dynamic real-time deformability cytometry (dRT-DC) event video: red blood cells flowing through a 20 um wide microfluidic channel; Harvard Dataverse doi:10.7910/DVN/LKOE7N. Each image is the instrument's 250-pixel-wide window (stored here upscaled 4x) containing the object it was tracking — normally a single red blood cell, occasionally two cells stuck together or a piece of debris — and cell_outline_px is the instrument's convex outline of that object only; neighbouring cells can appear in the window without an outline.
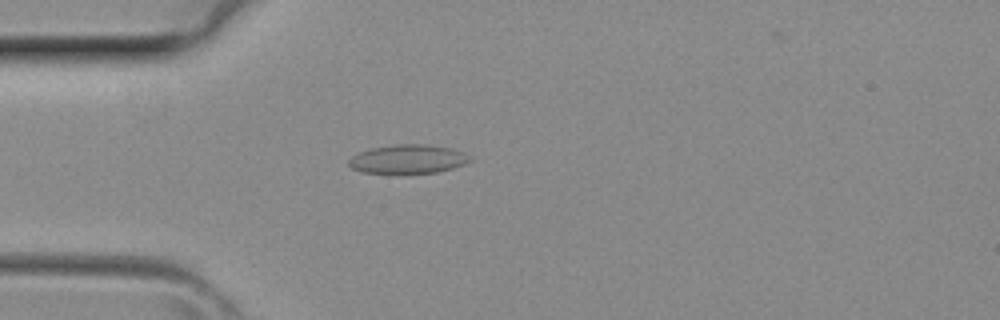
{"species": "common noctule bat (a hibernating species)", "species_latin": "Nyctalus noctula", "temperature_condition": "room temperature", "stored_images_in_passage": 33, "camera_frame_rate_fps": 3000, "um_per_image_px": 0.085, "animal": {"sex": "female", "body_mass_g": 29.2, "forearm_length_mm": 56.3}, "frame": {"image": 1, "passage_image": 4, "time_ms": 1.0, "image_size_px": [1000, 320], "cell_outline_px": [[472, 160], [464, 164], [452, 168], [436, 172], [360, 172], [352, 168], [348, 164], [348, 160], [352, 156], [360, 152], [372, 148], [392, 144], [424, 144], [452, 148], [464, 152], [472, 156]], "centroid_in_image_um": [34.7, 13.5], "position_along_channel_um": 50.3, "area_um2": 20.17}}
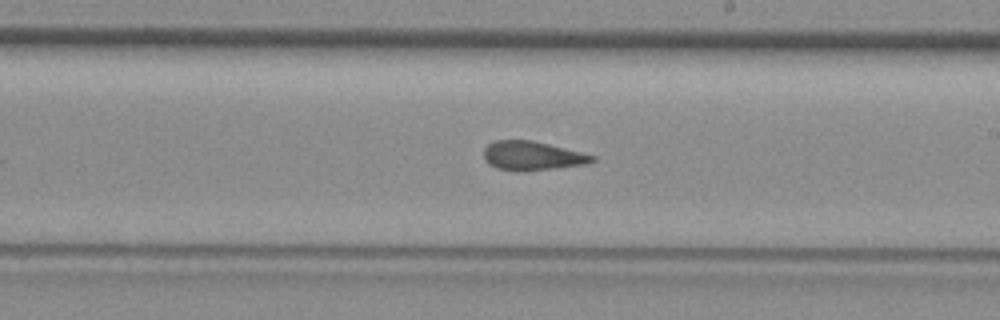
{"frame": {"image": 2, "passage_image": 16, "time_ms": 5.0, "image_size_px": [1000, 320], "cell_outline_px": [[596, 160], [588, 164], [548, 168], [496, 168], [484, 160], [484, 148], [488, 144], [496, 140], [532, 140], [596, 156]], "centroid_in_image_um": [45.25, 13.19], "position_along_channel_um": 243.8, "area_um2": 17.4}}
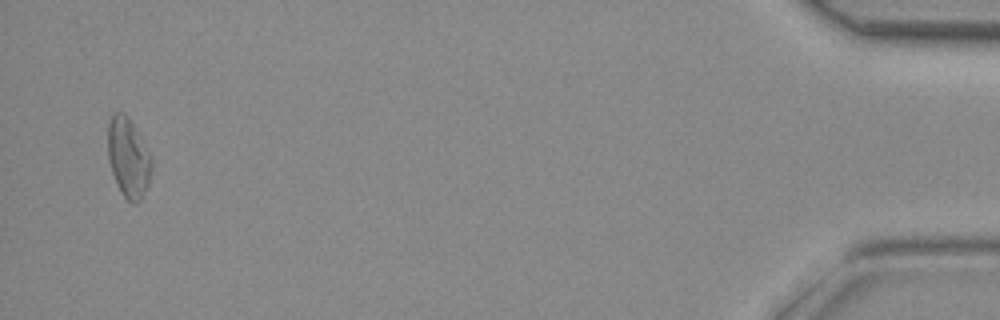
{"frame": {"image": 3, "passage_image": 32, "time_ms": 10.333, "image_size_px": [1000, 320], "cell_outline_px": [[152, 168], [148, 184], [140, 200], [136, 204], [132, 204], [120, 192], [112, 172], [108, 160], [108, 120], [112, 112], [124, 112], [128, 116], [152, 160]], "centroid_in_image_um": [10.88, 13.4], "position_along_channel_um": 424.3, "area_um2": 20.11}}